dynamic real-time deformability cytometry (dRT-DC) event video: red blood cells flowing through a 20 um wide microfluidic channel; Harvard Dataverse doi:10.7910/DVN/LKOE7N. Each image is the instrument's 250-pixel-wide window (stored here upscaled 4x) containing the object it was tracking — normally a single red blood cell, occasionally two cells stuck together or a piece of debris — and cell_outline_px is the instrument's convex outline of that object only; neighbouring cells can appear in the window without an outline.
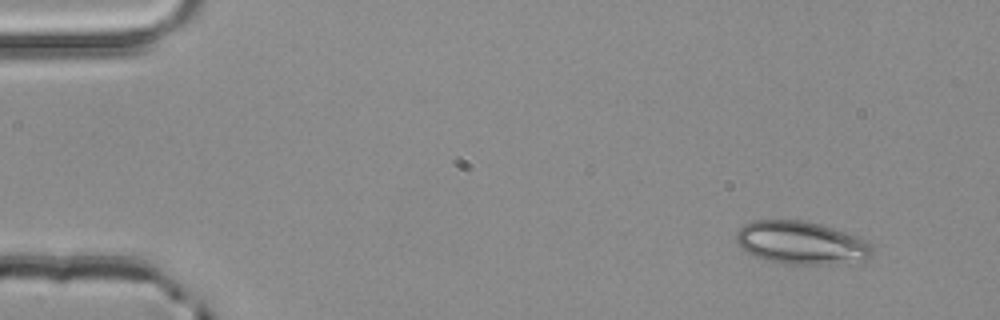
{"species": "common noctule bat (a hibernating species)", "species_latin": "Nyctalus noctula", "temperature_condition": "room temperature", "stored_images_in_passage": 4, "segment_of_instrument_passage": [1, 2], "camera_frame_rate_fps": 3000, "um_per_image_px": 0.085, "animal": {"sex": "male", "body_mass_g": 20.4}, "frame": {"image": 1, "passage_image": 1, "time_ms": 0.0, "image_size_px": [1000, 320], "cell_outline_px": [[872, 252], [864, 260], [828, 264], [792, 264], [764, 260], [744, 252], [740, 248], [736, 240], [736, 232], [744, 224], [756, 220], [800, 220], [820, 224], [856, 236], [872, 244]], "centroid_in_image_um": [68.04, 20.64], "position_along_channel_um": 17.0, "area_um2": 33.87}}